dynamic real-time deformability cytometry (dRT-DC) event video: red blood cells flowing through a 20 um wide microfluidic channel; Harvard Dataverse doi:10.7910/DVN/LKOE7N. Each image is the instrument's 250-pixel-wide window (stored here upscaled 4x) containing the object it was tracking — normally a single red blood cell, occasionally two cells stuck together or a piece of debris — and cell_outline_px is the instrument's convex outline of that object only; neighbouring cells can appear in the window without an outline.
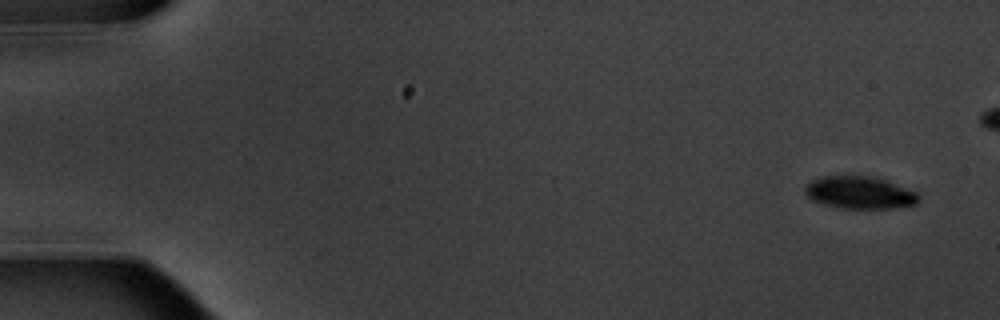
{"species": "common noctule bat (a hibernating species)", "species_latin": "Nyctalus noctula", "temperature_condition": "warm", "stored_images_in_passage": 7, "camera_frame_rate_fps": 3000, "um_per_image_px": 0.085, "animal": {"sex": "male", "body_mass_g": 20.1, "forearm_length_mm": 53.5}, "frame": {"image": 1, "passage_image": 1, "time_ms": 0.0, "image_size_px": [1000, 320], "cell_outline_px": [[920, 200], [916, 204], [896, 208], [840, 208], [824, 204], [812, 200], [804, 192], [804, 188], [812, 180], [824, 176], [872, 176], [888, 180], [916, 192], [920, 196]], "centroid_in_image_um": [73.1, 16.37], "position_along_channel_um": 11.9, "area_um2": 21.5}}
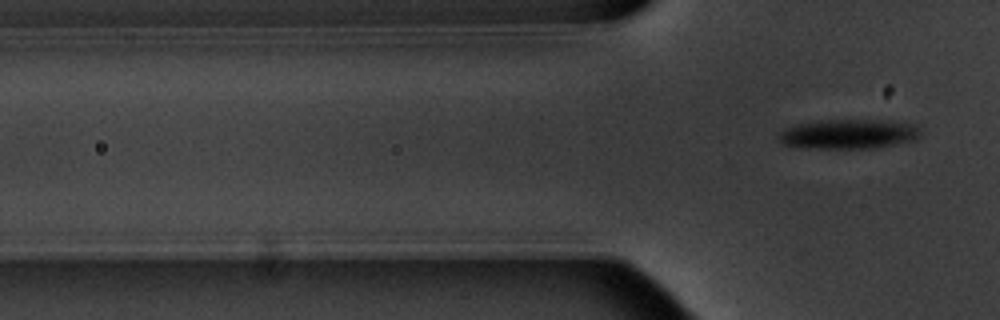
{"frame": {"image": 2, "passage_image": 7, "time_ms": 7.667, "image_size_px": [1000, 320], "cell_outline_px": [[920, 136], [916, 140], [880, 148], [800, 148], [784, 144], [776, 136], [780, 132], [788, 128], [800, 124], [828, 120], [872, 120], [920, 124]], "centroid_in_image_um": [72.21, 11.41], "position_along_channel_um": 53.6, "area_um2": 24.51}}